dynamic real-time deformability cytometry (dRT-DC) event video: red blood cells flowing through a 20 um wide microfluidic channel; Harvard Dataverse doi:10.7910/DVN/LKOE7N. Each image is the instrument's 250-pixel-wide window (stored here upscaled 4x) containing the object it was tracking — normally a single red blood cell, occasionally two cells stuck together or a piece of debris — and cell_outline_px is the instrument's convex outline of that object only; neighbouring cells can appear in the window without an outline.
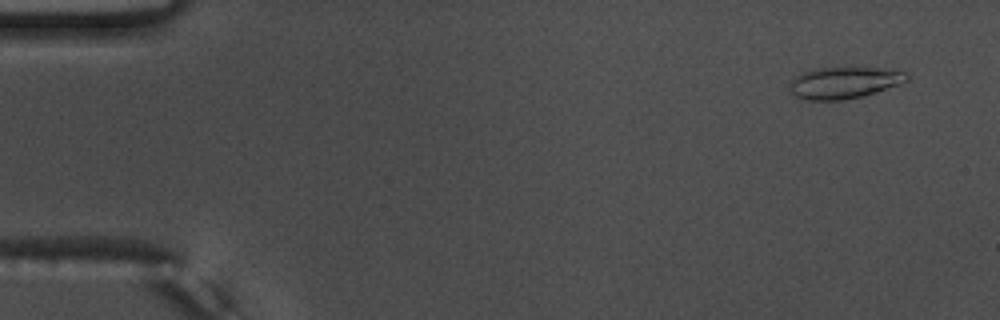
{"species": "common noctule bat (a hibernating species)", "species_latin": "Nyctalus noctula", "temperature_condition": "warm", "stored_images_in_passage": 55, "camera_frame_rate_fps": 3000, "um_per_image_px": 0.085, "animal": {"sex": "male", "body_mass_g": 17.5, "forearm_length_mm": 52.3}, "frame": {"image": 1, "passage_image": 4, "time_ms": 1.0, "image_size_px": [1000, 320], "cell_outline_px": [[908, 80], [900, 84], [864, 96], [840, 100], [804, 100], [788, 92], [788, 84], [796, 76], [804, 72], [820, 68], [900, 68], [908, 72]], "centroid_in_image_um": [71.79, 7.03], "position_along_channel_um": 13.2, "area_um2": 21.91}}
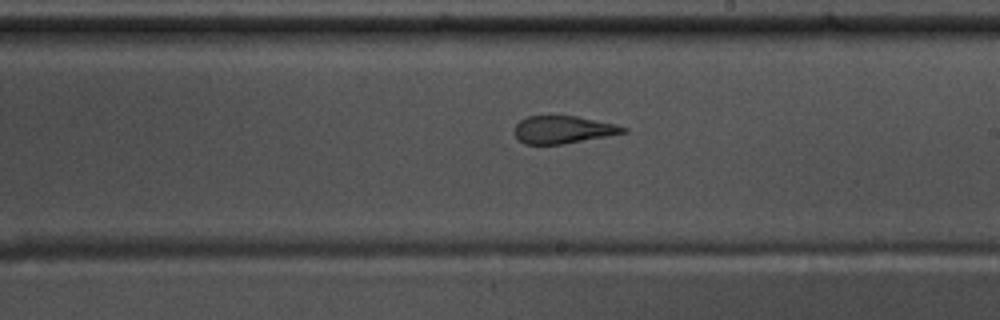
{"frame": {"image": 2, "passage_image": 32, "time_ms": 10.333, "image_size_px": [1000, 320], "cell_outline_px": [[628, 132], [564, 144], [524, 144], [516, 136], [516, 124], [520, 120], [528, 116], [576, 116], [616, 124], [628, 128]], "centroid_in_image_um": [47.9, 11.02], "position_along_channel_um": 241.1, "area_um2": 17.34}}
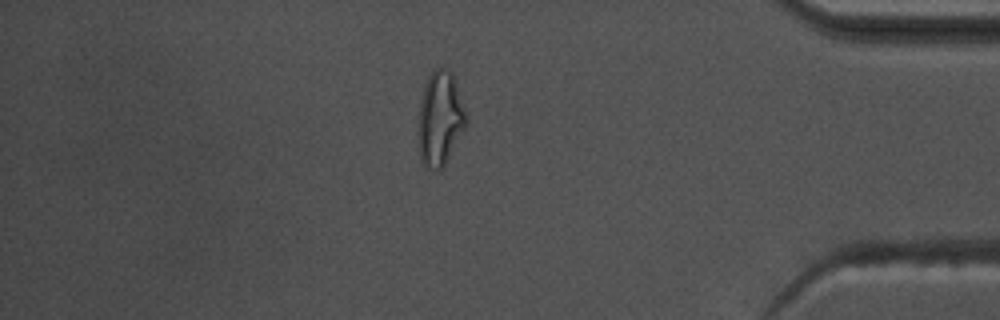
{"frame": {"image": 3, "passage_image": 47, "time_ms": 15.333, "image_size_px": [1000, 320], "cell_outline_px": [[464, 128], [444, 168], [428, 168], [420, 160], [420, 100], [428, 76], [436, 68], [448, 68], [452, 72], [456, 80], [464, 108]], "centroid_in_image_um": [37.41, 10.05], "position_along_channel_um": 397.8, "area_um2": 25.49}, "authors_computed_cell_mechanics": {"area_um2": 20.0566, "velocity_mm_per_s": 3.7906, "shape_relaxation_time_tau1_ms": null, "shape_relaxation_time_tau2_ms": 1.6192, "deformation_change_tau1": null, "deformation_change_tau2": 0.1161}}